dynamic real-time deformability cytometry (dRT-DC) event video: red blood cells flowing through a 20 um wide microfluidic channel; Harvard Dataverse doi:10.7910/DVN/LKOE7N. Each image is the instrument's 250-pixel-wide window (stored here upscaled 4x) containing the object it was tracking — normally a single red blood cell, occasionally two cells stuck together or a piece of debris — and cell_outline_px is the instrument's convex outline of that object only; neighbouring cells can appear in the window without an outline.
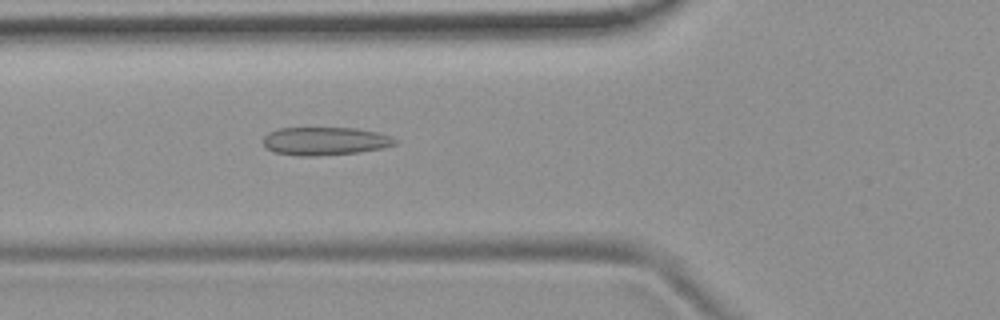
{"species": "common noctule bat (a hibernating species)", "species_latin": "Nyctalus noctula", "temperature_condition": "room temperature", "stored_images_in_passage": 16, "camera_frame_rate_fps": 3000, "um_per_image_px": 0.085, "animal": {"sex": "female", "body_mass_g": 19.9}, "frame": {"image": 1, "passage_image": 16, "time_ms": 5.0, "image_size_px": [1000, 320], "cell_outline_px": [[396, 144], [380, 148], [356, 152], [316, 156], [300, 156], [272, 152], [264, 148], [264, 136], [268, 132], [276, 128], [356, 128], [376, 132], [388, 136], [396, 140]], "centroid_in_image_um": [27.53, 11.99], "position_along_channel_um": 98.3, "area_um2": 21.5}}